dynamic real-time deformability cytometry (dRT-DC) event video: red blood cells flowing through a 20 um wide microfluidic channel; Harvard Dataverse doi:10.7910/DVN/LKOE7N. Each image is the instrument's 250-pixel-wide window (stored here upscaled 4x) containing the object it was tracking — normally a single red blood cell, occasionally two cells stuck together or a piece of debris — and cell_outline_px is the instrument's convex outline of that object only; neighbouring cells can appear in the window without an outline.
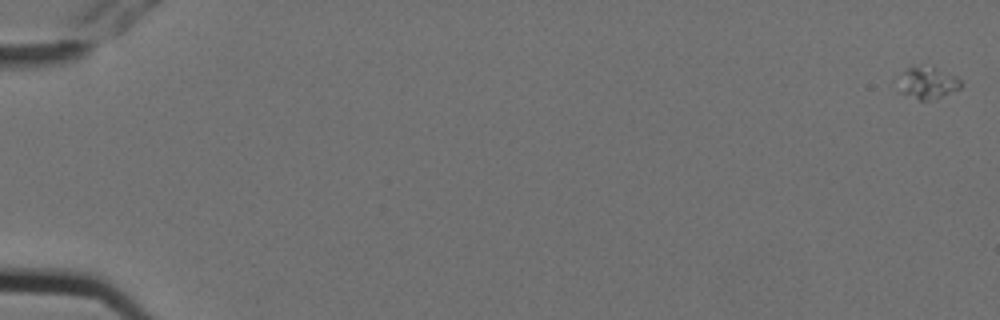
{"species": "Egyptian fruit bat (a non-hibernating species)", "species_latin": "Rousettus aegyptiacus", "temperature_condition": "cold", "stored_images_in_passage": 9, "camera_frame_rate_fps": 3000, "um_per_image_px": 0.085, "animal": {"sex": "female"}, "frame": {"image": 1, "passage_image": 1, "time_ms": 0.0, "image_size_px": [1000, 320], "cell_outline_px": [[960, 88], [940, 96], [928, 100], [920, 100], [896, 92], [904, 72], [908, 68], [932, 68], [956, 76], [960, 80]], "centroid_in_image_um": [78.8, 7.1], "position_along_channel_um": 6.2, "area_um2": 10.92}}
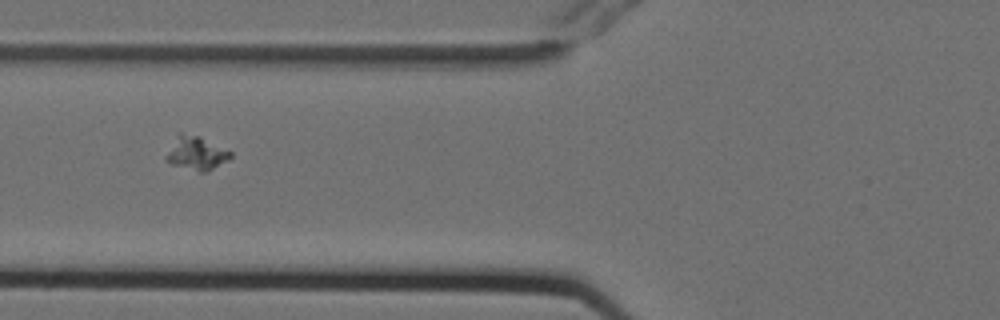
{"frame": {"image": 2, "passage_image": 7, "time_ms": 2.0, "image_size_px": [1000, 320], "cell_outline_px": [[232, 156], [228, 160], [208, 172], [200, 172], [172, 164], [164, 160], [164, 156], [180, 132], [200, 136], [232, 152]], "centroid_in_image_um": [16.69, 13.03], "position_along_channel_um": 109.1, "area_um2": 12.54}}
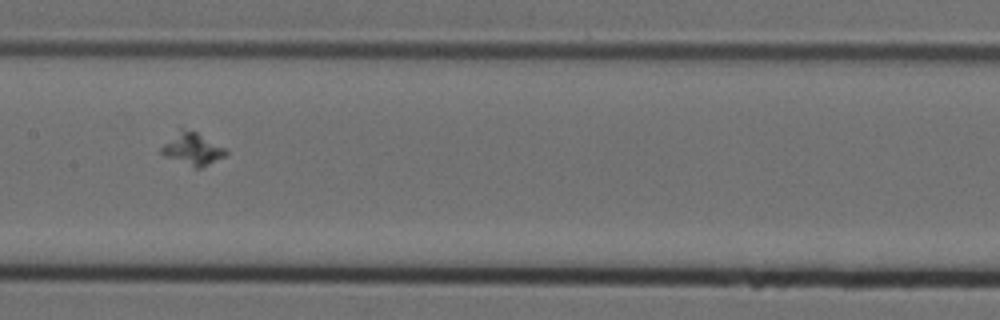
{"frame": {"image": 3, "passage_image": 9, "time_ms": 2.667, "image_size_px": [1000, 320], "cell_outline_px": [[228, 152], [224, 156], [200, 168], [196, 168], [164, 156], [160, 152], [160, 148], [180, 128], [196, 132], [224, 148]], "centroid_in_image_um": [16.33, 12.67], "position_along_channel_um": 191.1, "area_um2": 11.68}}